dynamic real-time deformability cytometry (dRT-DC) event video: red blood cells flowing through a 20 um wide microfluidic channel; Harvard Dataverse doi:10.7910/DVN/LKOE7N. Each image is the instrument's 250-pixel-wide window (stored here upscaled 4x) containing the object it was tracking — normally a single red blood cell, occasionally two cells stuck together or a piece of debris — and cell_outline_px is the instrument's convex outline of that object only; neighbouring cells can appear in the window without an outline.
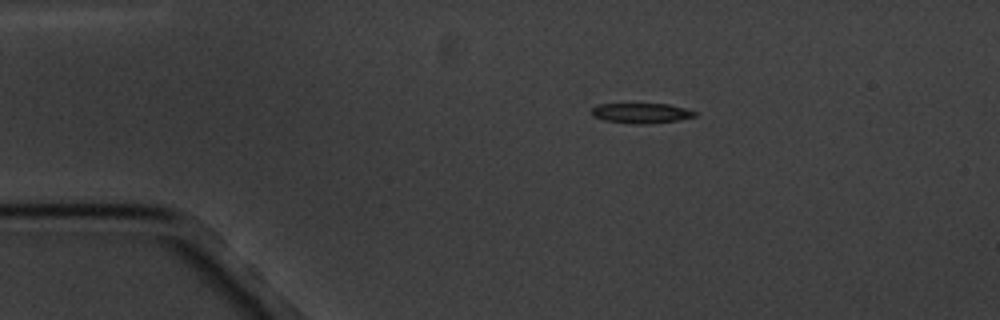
{"species": "common noctule bat (a hibernating species)", "species_latin": "Nyctalus noctula", "temperature_condition": "cold", "stored_images_in_passage": 4, "camera_frame_rate_fps": 3000, "um_per_image_px": 0.085, "animal": {"sex": "male", "body_mass_g": 20.1, "forearm_length_mm": 53.5}, "frame": {"image": 1, "passage_image": 1, "time_ms": 0.0, "image_size_px": [1000, 320], "cell_outline_px": [[696, 116], [676, 120], [644, 124], [636, 124], [604, 120], [592, 116], [592, 108], [596, 104], [668, 104], [684, 108], [696, 112]], "centroid_in_image_um": [54.46, 9.61], "position_along_channel_um": 30.5, "area_um2": 11.91}}
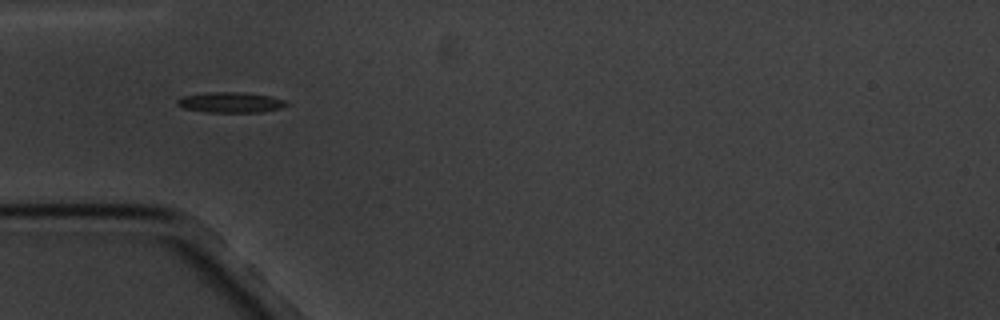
{"frame": {"image": 2, "passage_image": 3, "time_ms": 2.333, "image_size_px": [1000, 320], "cell_outline_px": [[288, 104], [280, 108], [264, 112], [204, 112], [184, 108], [176, 104], [176, 100], [180, 96], [208, 92], [244, 92], [272, 96], [284, 100]], "centroid_in_image_um": [19.57, 8.7], "position_along_channel_um": 65.4, "area_um2": 13.18}}
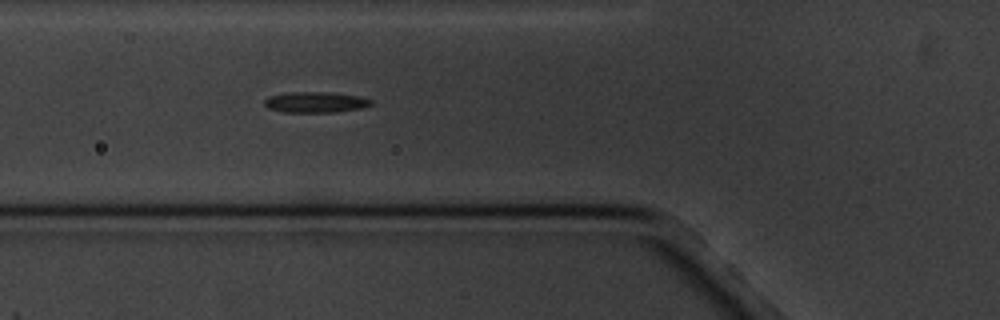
{"frame": {"image": 3, "passage_image": 4, "time_ms": 3.333, "image_size_px": [1000, 320], "cell_outline_px": [[372, 104], [360, 108], [336, 112], [284, 112], [268, 108], [264, 104], [264, 100], [268, 96], [288, 92], [332, 92], [360, 96], [372, 100]], "centroid_in_image_um": [26.8, 8.68], "position_along_channel_um": 99.0, "area_um2": 12.95}}